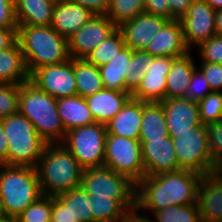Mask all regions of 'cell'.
Segmentation results:
<instances>
[{"mask_svg":"<svg viewBox=\"0 0 222 222\" xmlns=\"http://www.w3.org/2000/svg\"><path fill=\"white\" fill-rule=\"evenodd\" d=\"M202 175L178 170L144 176L136 185V207L143 213L164 210L169 206L196 203L197 187Z\"/></svg>","mask_w":222,"mask_h":222,"instance_id":"6da1fadb","label":"cell"},{"mask_svg":"<svg viewBox=\"0 0 222 222\" xmlns=\"http://www.w3.org/2000/svg\"><path fill=\"white\" fill-rule=\"evenodd\" d=\"M35 168L43 196L81 187L83 168L63 143H47Z\"/></svg>","mask_w":222,"mask_h":222,"instance_id":"7a4b0ae2","label":"cell"},{"mask_svg":"<svg viewBox=\"0 0 222 222\" xmlns=\"http://www.w3.org/2000/svg\"><path fill=\"white\" fill-rule=\"evenodd\" d=\"M17 40L29 74L43 66L70 59L68 39L51 26L18 25Z\"/></svg>","mask_w":222,"mask_h":222,"instance_id":"3957f363","label":"cell"},{"mask_svg":"<svg viewBox=\"0 0 222 222\" xmlns=\"http://www.w3.org/2000/svg\"><path fill=\"white\" fill-rule=\"evenodd\" d=\"M18 112L26 116L46 143H62L66 131L58 114L57 99L30 80L20 84Z\"/></svg>","mask_w":222,"mask_h":222,"instance_id":"277c9868","label":"cell"},{"mask_svg":"<svg viewBox=\"0 0 222 222\" xmlns=\"http://www.w3.org/2000/svg\"><path fill=\"white\" fill-rule=\"evenodd\" d=\"M0 196L4 216L16 219L43 196L36 168L0 164Z\"/></svg>","mask_w":222,"mask_h":222,"instance_id":"5b68a950","label":"cell"},{"mask_svg":"<svg viewBox=\"0 0 222 222\" xmlns=\"http://www.w3.org/2000/svg\"><path fill=\"white\" fill-rule=\"evenodd\" d=\"M0 120L8 140L7 165L36 167L47 143L33 123L19 112Z\"/></svg>","mask_w":222,"mask_h":222,"instance_id":"8992f818","label":"cell"},{"mask_svg":"<svg viewBox=\"0 0 222 222\" xmlns=\"http://www.w3.org/2000/svg\"><path fill=\"white\" fill-rule=\"evenodd\" d=\"M173 140L179 170H191L204 175L213 174L216 169L211 155L207 125L200 124L184 133H169Z\"/></svg>","mask_w":222,"mask_h":222,"instance_id":"52a82bcc","label":"cell"},{"mask_svg":"<svg viewBox=\"0 0 222 222\" xmlns=\"http://www.w3.org/2000/svg\"><path fill=\"white\" fill-rule=\"evenodd\" d=\"M81 187L87 193L117 200L128 212L136 207V184L111 168L83 169Z\"/></svg>","mask_w":222,"mask_h":222,"instance_id":"ba28073f","label":"cell"},{"mask_svg":"<svg viewBox=\"0 0 222 222\" xmlns=\"http://www.w3.org/2000/svg\"><path fill=\"white\" fill-rule=\"evenodd\" d=\"M106 125L94 123L66 132L63 145L77 159L83 169L104 165Z\"/></svg>","mask_w":222,"mask_h":222,"instance_id":"9c48e42d","label":"cell"},{"mask_svg":"<svg viewBox=\"0 0 222 222\" xmlns=\"http://www.w3.org/2000/svg\"><path fill=\"white\" fill-rule=\"evenodd\" d=\"M103 166L128 177L137 185L146 176L140 141L107 134Z\"/></svg>","mask_w":222,"mask_h":222,"instance_id":"30bf717a","label":"cell"},{"mask_svg":"<svg viewBox=\"0 0 222 222\" xmlns=\"http://www.w3.org/2000/svg\"><path fill=\"white\" fill-rule=\"evenodd\" d=\"M30 81L55 99L77 95L74 58L35 69L30 74Z\"/></svg>","mask_w":222,"mask_h":222,"instance_id":"8fae6325","label":"cell"},{"mask_svg":"<svg viewBox=\"0 0 222 222\" xmlns=\"http://www.w3.org/2000/svg\"><path fill=\"white\" fill-rule=\"evenodd\" d=\"M118 27L106 15H94L68 38L70 58L85 59Z\"/></svg>","mask_w":222,"mask_h":222,"instance_id":"7c38bea8","label":"cell"},{"mask_svg":"<svg viewBox=\"0 0 222 222\" xmlns=\"http://www.w3.org/2000/svg\"><path fill=\"white\" fill-rule=\"evenodd\" d=\"M215 10L203 0H194L186 15L180 20L184 40L190 51L212 36L217 35Z\"/></svg>","mask_w":222,"mask_h":222,"instance_id":"4fadbf2b","label":"cell"},{"mask_svg":"<svg viewBox=\"0 0 222 222\" xmlns=\"http://www.w3.org/2000/svg\"><path fill=\"white\" fill-rule=\"evenodd\" d=\"M140 143L146 176L179 170L173 140L170 136L164 139L140 141Z\"/></svg>","mask_w":222,"mask_h":222,"instance_id":"5bb4252c","label":"cell"},{"mask_svg":"<svg viewBox=\"0 0 222 222\" xmlns=\"http://www.w3.org/2000/svg\"><path fill=\"white\" fill-rule=\"evenodd\" d=\"M169 19L148 13H141L118 26L124 42L131 50H145L157 31H160Z\"/></svg>","mask_w":222,"mask_h":222,"instance_id":"9a60e30c","label":"cell"},{"mask_svg":"<svg viewBox=\"0 0 222 222\" xmlns=\"http://www.w3.org/2000/svg\"><path fill=\"white\" fill-rule=\"evenodd\" d=\"M173 57H155L138 88L131 97L143 102H162L166 99V77Z\"/></svg>","mask_w":222,"mask_h":222,"instance_id":"2e32d148","label":"cell"},{"mask_svg":"<svg viewBox=\"0 0 222 222\" xmlns=\"http://www.w3.org/2000/svg\"><path fill=\"white\" fill-rule=\"evenodd\" d=\"M168 133H184L201 124L198 102L190 98H166L161 102Z\"/></svg>","mask_w":222,"mask_h":222,"instance_id":"e0dca14e","label":"cell"},{"mask_svg":"<svg viewBox=\"0 0 222 222\" xmlns=\"http://www.w3.org/2000/svg\"><path fill=\"white\" fill-rule=\"evenodd\" d=\"M154 57H180L190 50L184 40L183 27L180 20H169L145 49Z\"/></svg>","mask_w":222,"mask_h":222,"instance_id":"ac0fdd59","label":"cell"},{"mask_svg":"<svg viewBox=\"0 0 222 222\" xmlns=\"http://www.w3.org/2000/svg\"><path fill=\"white\" fill-rule=\"evenodd\" d=\"M196 204L203 222H222V181L215 173L200 179Z\"/></svg>","mask_w":222,"mask_h":222,"instance_id":"d6986e66","label":"cell"},{"mask_svg":"<svg viewBox=\"0 0 222 222\" xmlns=\"http://www.w3.org/2000/svg\"><path fill=\"white\" fill-rule=\"evenodd\" d=\"M93 16L94 14L88 8L69 0H60L56 2L53 9L50 26L68 39Z\"/></svg>","mask_w":222,"mask_h":222,"instance_id":"ffe728a7","label":"cell"},{"mask_svg":"<svg viewBox=\"0 0 222 222\" xmlns=\"http://www.w3.org/2000/svg\"><path fill=\"white\" fill-rule=\"evenodd\" d=\"M143 115V101L130 98L122 109L106 124L107 134L139 140Z\"/></svg>","mask_w":222,"mask_h":222,"instance_id":"44dd1931","label":"cell"},{"mask_svg":"<svg viewBox=\"0 0 222 222\" xmlns=\"http://www.w3.org/2000/svg\"><path fill=\"white\" fill-rule=\"evenodd\" d=\"M130 98V93L102 89L85 99L95 122L106 125Z\"/></svg>","mask_w":222,"mask_h":222,"instance_id":"7402d4cb","label":"cell"},{"mask_svg":"<svg viewBox=\"0 0 222 222\" xmlns=\"http://www.w3.org/2000/svg\"><path fill=\"white\" fill-rule=\"evenodd\" d=\"M191 51L173 59L166 77V98H186L191 76L198 67Z\"/></svg>","mask_w":222,"mask_h":222,"instance_id":"603a6c76","label":"cell"},{"mask_svg":"<svg viewBox=\"0 0 222 222\" xmlns=\"http://www.w3.org/2000/svg\"><path fill=\"white\" fill-rule=\"evenodd\" d=\"M29 80L24 55L16 40L10 47L0 50V83L23 84Z\"/></svg>","mask_w":222,"mask_h":222,"instance_id":"cb8c5ba5","label":"cell"},{"mask_svg":"<svg viewBox=\"0 0 222 222\" xmlns=\"http://www.w3.org/2000/svg\"><path fill=\"white\" fill-rule=\"evenodd\" d=\"M57 108L66 132L96 123L86 99L82 96L59 98Z\"/></svg>","mask_w":222,"mask_h":222,"instance_id":"d4e9b609","label":"cell"},{"mask_svg":"<svg viewBox=\"0 0 222 222\" xmlns=\"http://www.w3.org/2000/svg\"><path fill=\"white\" fill-rule=\"evenodd\" d=\"M55 4L54 0H16L18 25L50 26Z\"/></svg>","mask_w":222,"mask_h":222,"instance_id":"484cf974","label":"cell"},{"mask_svg":"<svg viewBox=\"0 0 222 222\" xmlns=\"http://www.w3.org/2000/svg\"><path fill=\"white\" fill-rule=\"evenodd\" d=\"M131 56L132 50L126 46L112 60L99 67L104 89L115 92H126L125 71L131 60Z\"/></svg>","mask_w":222,"mask_h":222,"instance_id":"4316f807","label":"cell"},{"mask_svg":"<svg viewBox=\"0 0 222 222\" xmlns=\"http://www.w3.org/2000/svg\"><path fill=\"white\" fill-rule=\"evenodd\" d=\"M169 136L161 102H143L139 141L164 139Z\"/></svg>","mask_w":222,"mask_h":222,"instance_id":"83f0119b","label":"cell"},{"mask_svg":"<svg viewBox=\"0 0 222 222\" xmlns=\"http://www.w3.org/2000/svg\"><path fill=\"white\" fill-rule=\"evenodd\" d=\"M74 76L77 86V95L86 98L104 89L99 68L86 59L74 58Z\"/></svg>","mask_w":222,"mask_h":222,"instance_id":"f1b7e54d","label":"cell"},{"mask_svg":"<svg viewBox=\"0 0 222 222\" xmlns=\"http://www.w3.org/2000/svg\"><path fill=\"white\" fill-rule=\"evenodd\" d=\"M90 199V212L93 222H124L128 211L109 196H96L88 193Z\"/></svg>","mask_w":222,"mask_h":222,"instance_id":"f546056e","label":"cell"},{"mask_svg":"<svg viewBox=\"0 0 222 222\" xmlns=\"http://www.w3.org/2000/svg\"><path fill=\"white\" fill-rule=\"evenodd\" d=\"M56 197L69 208L71 222H93V214L90 212V199L82 187L72 189Z\"/></svg>","mask_w":222,"mask_h":222,"instance_id":"4dcf8cb0","label":"cell"},{"mask_svg":"<svg viewBox=\"0 0 222 222\" xmlns=\"http://www.w3.org/2000/svg\"><path fill=\"white\" fill-rule=\"evenodd\" d=\"M154 58L145 50H132L131 60L125 71L126 93L132 94L138 88Z\"/></svg>","mask_w":222,"mask_h":222,"instance_id":"1f68e13d","label":"cell"},{"mask_svg":"<svg viewBox=\"0 0 222 222\" xmlns=\"http://www.w3.org/2000/svg\"><path fill=\"white\" fill-rule=\"evenodd\" d=\"M126 47L122 32L117 28L107 39L98 45L85 59L96 67L112 60Z\"/></svg>","mask_w":222,"mask_h":222,"instance_id":"d6a6232c","label":"cell"},{"mask_svg":"<svg viewBox=\"0 0 222 222\" xmlns=\"http://www.w3.org/2000/svg\"><path fill=\"white\" fill-rule=\"evenodd\" d=\"M155 222H203L196 203L186 206L172 205L153 212Z\"/></svg>","mask_w":222,"mask_h":222,"instance_id":"836d02e7","label":"cell"},{"mask_svg":"<svg viewBox=\"0 0 222 222\" xmlns=\"http://www.w3.org/2000/svg\"><path fill=\"white\" fill-rule=\"evenodd\" d=\"M144 12V0H112L106 16L118 27Z\"/></svg>","mask_w":222,"mask_h":222,"instance_id":"e575fe53","label":"cell"},{"mask_svg":"<svg viewBox=\"0 0 222 222\" xmlns=\"http://www.w3.org/2000/svg\"><path fill=\"white\" fill-rule=\"evenodd\" d=\"M52 197L41 196L36 202L27 207L16 222H51Z\"/></svg>","mask_w":222,"mask_h":222,"instance_id":"d590c367","label":"cell"},{"mask_svg":"<svg viewBox=\"0 0 222 222\" xmlns=\"http://www.w3.org/2000/svg\"><path fill=\"white\" fill-rule=\"evenodd\" d=\"M200 121L208 125L222 120V92H211L198 102Z\"/></svg>","mask_w":222,"mask_h":222,"instance_id":"8d00e7d4","label":"cell"},{"mask_svg":"<svg viewBox=\"0 0 222 222\" xmlns=\"http://www.w3.org/2000/svg\"><path fill=\"white\" fill-rule=\"evenodd\" d=\"M20 84L0 83V119L18 113Z\"/></svg>","mask_w":222,"mask_h":222,"instance_id":"74e56055","label":"cell"},{"mask_svg":"<svg viewBox=\"0 0 222 222\" xmlns=\"http://www.w3.org/2000/svg\"><path fill=\"white\" fill-rule=\"evenodd\" d=\"M196 48L199 50L197 53L200 55V62L222 64V36H212Z\"/></svg>","mask_w":222,"mask_h":222,"instance_id":"f35d334b","label":"cell"},{"mask_svg":"<svg viewBox=\"0 0 222 222\" xmlns=\"http://www.w3.org/2000/svg\"><path fill=\"white\" fill-rule=\"evenodd\" d=\"M211 92L212 90L205 75L197 67L191 76L190 83L188 84L186 98H190L192 101L199 102Z\"/></svg>","mask_w":222,"mask_h":222,"instance_id":"ab89813d","label":"cell"},{"mask_svg":"<svg viewBox=\"0 0 222 222\" xmlns=\"http://www.w3.org/2000/svg\"><path fill=\"white\" fill-rule=\"evenodd\" d=\"M208 144L215 165L222 162V120L207 125Z\"/></svg>","mask_w":222,"mask_h":222,"instance_id":"60d3db41","label":"cell"},{"mask_svg":"<svg viewBox=\"0 0 222 222\" xmlns=\"http://www.w3.org/2000/svg\"><path fill=\"white\" fill-rule=\"evenodd\" d=\"M199 69L205 75L212 92H222V64L200 62Z\"/></svg>","mask_w":222,"mask_h":222,"instance_id":"b9f144b4","label":"cell"},{"mask_svg":"<svg viewBox=\"0 0 222 222\" xmlns=\"http://www.w3.org/2000/svg\"><path fill=\"white\" fill-rule=\"evenodd\" d=\"M0 27L18 28L15 1L0 0Z\"/></svg>","mask_w":222,"mask_h":222,"instance_id":"7bdbcfd3","label":"cell"},{"mask_svg":"<svg viewBox=\"0 0 222 222\" xmlns=\"http://www.w3.org/2000/svg\"><path fill=\"white\" fill-rule=\"evenodd\" d=\"M144 12L170 20V9L167 0H144Z\"/></svg>","mask_w":222,"mask_h":222,"instance_id":"ee69618b","label":"cell"},{"mask_svg":"<svg viewBox=\"0 0 222 222\" xmlns=\"http://www.w3.org/2000/svg\"><path fill=\"white\" fill-rule=\"evenodd\" d=\"M82 7L88 8L94 15H106L112 0H69Z\"/></svg>","mask_w":222,"mask_h":222,"instance_id":"f6af8a7d","label":"cell"},{"mask_svg":"<svg viewBox=\"0 0 222 222\" xmlns=\"http://www.w3.org/2000/svg\"><path fill=\"white\" fill-rule=\"evenodd\" d=\"M170 9V20H181L188 12L194 0H167Z\"/></svg>","mask_w":222,"mask_h":222,"instance_id":"bcb514c9","label":"cell"},{"mask_svg":"<svg viewBox=\"0 0 222 222\" xmlns=\"http://www.w3.org/2000/svg\"><path fill=\"white\" fill-rule=\"evenodd\" d=\"M51 222H71L69 208L66 207L57 197H52Z\"/></svg>","mask_w":222,"mask_h":222,"instance_id":"7dc6e473","label":"cell"},{"mask_svg":"<svg viewBox=\"0 0 222 222\" xmlns=\"http://www.w3.org/2000/svg\"><path fill=\"white\" fill-rule=\"evenodd\" d=\"M18 28L0 27V50L10 47L17 40Z\"/></svg>","mask_w":222,"mask_h":222,"instance_id":"c3c4849f","label":"cell"},{"mask_svg":"<svg viewBox=\"0 0 222 222\" xmlns=\"http://www.w3.org/2000/svg\"><path fill=\"white\" fill-rule=\"evenodd\" d=\"M147 214L141 212L137 207L134 209L130 210L127 213L126 219L124 222H155L152 218L147 216Z\"/></svg>","mask_w":222,"mask_h":222,"instance_id":"681fc988","label":"cell"},{"mask_svg":"<svg viewBox=\"0 0 222 222\" xmlns=\"http://www.w3.org/2000/svg\"><path fill=\"white\" fill-rule=\"evenodd\" d=\"M8 140L5 136L4 129L0 120V164L7 165Z\"/></svg>","mask_w":222,"mask_h":222,"instance_id":"f907efd6","label":"cell"},{"mask_svg":"<svg viewBox=\"0 0 222 222\" xmlns=\"http://www.w3.org/2000/svg\"><path fill=\"white\" fill-rule=\"evenodd\" d=\"M215 27L217 35L222 36V10L215 12Z\"/></svg>","mask_w":222,"mask_h":222,"instance_id":"816d5d0a","label":"cell"},{"mask_svg":"<svg viewBox=\"0 0 222 222\" xmlns=\"http://www.w3.org/2000/svg\"><path fill=\"white\" fill-rule=\"evenodd\" d=\"M208 3L215 11L222 10V0H203Z\"/></svg>","mask_w":222,"mask_h":222,"instance_id":"f5cc1de1","label":"cell"},{"mask_svg":"<svg viewBox=\"0 0 222 222\" xmlns=\"http://www.w3.org/2000/svg\"><path fill=\"white\" fill-rule=\"evenodd\" d=\"M222 181V162L216 166L215 172H214Z\"/></svg>","mask_w":222,"mask_h":222,"instance_id":"db71d44e","label":"cell"},{"mask_svg":"<svg viewBox=\"0 0 222 222\" xmlns=\"http://www.w3.org/2000/svg\"><path fill=\"white\" fill-rule=\"evenodd\" d=\"M0 222H16V220L13 219V218H10V217L1 216L0 217Z\"/></svg>","mask_w":222,"mask_h":222,"instance_id":"11a10c76","label":"cell"},{"mask_svg":"<svg viewBox=\"0 0 222 222\" xmlns=\"http://www.w3.org/2000/svg\"><path fill=\"white\" fill-rule=\"evenodd\" d=\"M1 216H4V212H3V209H2L1 196H0V217Z\"/></svg>","mask_w":222,"mask_h":222,"instance_id":"9f6ffc18","label":"cell"}]
</instances>
